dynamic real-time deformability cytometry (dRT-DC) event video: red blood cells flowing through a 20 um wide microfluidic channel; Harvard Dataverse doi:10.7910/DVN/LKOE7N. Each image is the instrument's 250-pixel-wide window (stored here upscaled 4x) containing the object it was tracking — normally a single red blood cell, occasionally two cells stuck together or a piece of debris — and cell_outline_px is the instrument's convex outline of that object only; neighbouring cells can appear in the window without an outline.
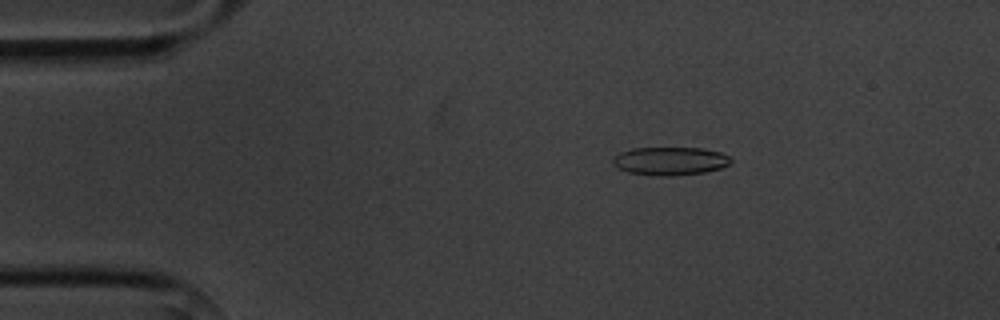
{"species": "common noctule bat (a hibernating species)", "species_latin": "Nyctalus noctula", "temperature_condition": "cold", "stored_images_in_passage": 6, "camera_frame_rate_fps": 3000, "um_per_image_px": 0.085, "animal": {"sex": "male", "body_mass_g": 20.1, "forearm_length_mm": 53.5}, "frame": {"image": 1, "passage_image": 3, "time_ms": 2.333, "image_size_px": [1000, 320], "cell_outline_px": [[732, 160], [728, 164], [720, 168], [704, 172], [672, 176], [656, 176], [628, 172], [612, 164], [612, 160], [620, 152], [632, 148], [704, 148], [720, 152], [728, 156]], "centroid_in_image_um": [56.95, 13.68], "position_along_channel_um": 28.1, "area_um2": 19.31}}
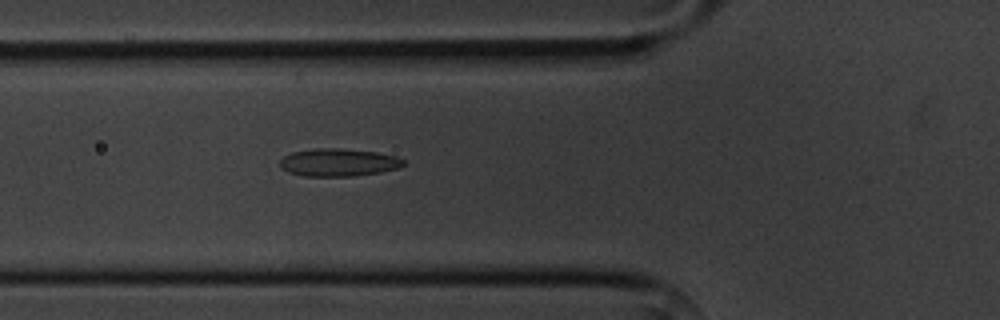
{"frame": {"image": 2, "passage_image": 6, "time_ms": 5.667, "image_size_px": [1000, 320], "cell_outline_px": [[404, 164], [400, 168], [380, 172], [352, 176], [304, 176], [288, 172], [280, 168], [280, 160], [284, 156], [292, 152], [312, 148], [340, 148], [376, 152], [396, 156], [404, 160]], "centroid_in_image_um": [28.75, 13.8], "position_along_channel_um": 97.0, "area_um2": 20.06}}